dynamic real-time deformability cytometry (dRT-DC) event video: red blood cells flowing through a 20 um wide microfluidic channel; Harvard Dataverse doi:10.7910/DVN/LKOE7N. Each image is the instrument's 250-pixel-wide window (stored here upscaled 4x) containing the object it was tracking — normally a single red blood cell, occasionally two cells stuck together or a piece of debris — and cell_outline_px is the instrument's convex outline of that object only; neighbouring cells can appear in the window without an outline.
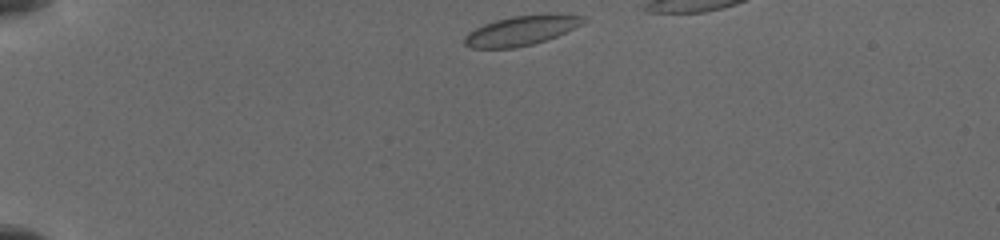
{"species": "common noctule bat (a hibernating species)", "species_latin": "Nyctalus noctula", "temperature_condition": "cold", "stored_images_in_passage": 55, "camera_frame_rate_fps": 3000, "um_per_image_px": 0.085, "animal": {"sex": "female", "body_mass_g": 19.5, "forearm_length_mm": 54.1}, "frame": {"image": 1, "passage_image": 1, "time_ms": 0.0, "image_size_px": [1000, 240], "cell_outline_px": [[588, 20], [584, 24], [556, 36], [532, 44], [516, 48], [472, 48], [464, 44], [464, 36], [468, 32], [484, 24], [496, 20], [512, 16], [548, 12], [584, 16]], "centroid_in_image_um": [44.36, 2.57], "position_along_channel_um": 40.6, "area_um2": 20.87}}
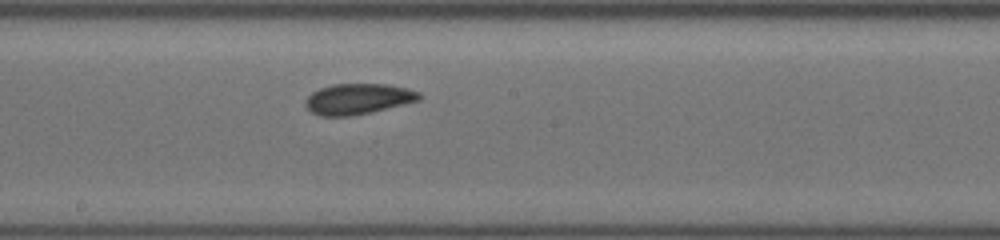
{"frame": {"image": 2, "passage_image": 31, "time_ms": 6.0, "image_size_px": [1000, 240], "cell_outline_px": [[424, 96], [420, 100], [404, 104], [368, 112], [348, 116], [320, 116], [312, 112], [304, 104], [304, 100], [312, 92], [320, 88], [332, 84], [388, 84], [408, 88], [420, 92]], "centroid_in_image_um": [30.44, 8.39], "position_along_channel_um": 217.8, "area_um2": 20.35}}
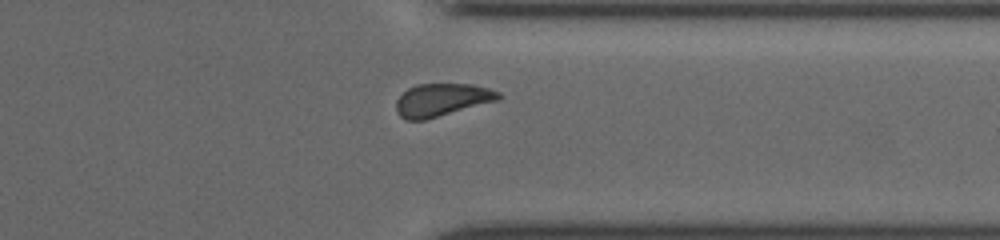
{"frame": {"image": 3, "passage_image": 49, "time_ms": 10.0, "image_size_px": [1000, 240], "cell_outline_px": [[500, 96], [496, 100], [424, 120], [404, 120], [396, 112], [396, 100], [408, 88], [416, 84], [472, 84], [488, 88], [500, 92]], "centroid_in_image_um": [37.5, 8.48], "position_along_channel_um": 373.9, "area_um2": 19.25}}